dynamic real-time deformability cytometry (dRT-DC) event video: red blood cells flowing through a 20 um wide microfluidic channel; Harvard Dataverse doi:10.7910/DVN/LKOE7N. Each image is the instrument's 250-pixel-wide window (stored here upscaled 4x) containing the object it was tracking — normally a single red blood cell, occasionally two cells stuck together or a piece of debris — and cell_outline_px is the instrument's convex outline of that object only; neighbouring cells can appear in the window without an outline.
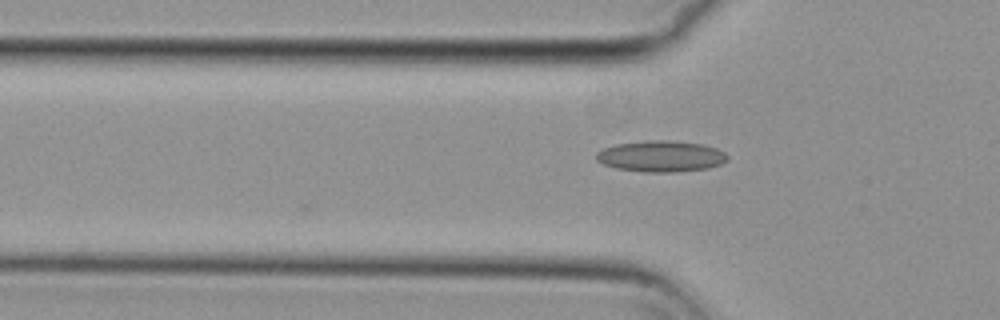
{"species": "common noctule bat (a hibernating species)", "species_latin": "Nyctalus noctula", "temperature_condition": "cold", "stored_images_in_passage": 28, "camera_frame_rate_fps": 3000, "um_per_image_px": 0.085, "animal": {"sex": "female", "body_mass_g": 29.2, "forearm_length_mm": 56.3}, "frame": {"image": 1, "passage_image": 3, "time_ms": 0.667, "image_size_px": [1000, 320], "cell_outline_px": [[728, 160], [720, 164], [708, 168], [672, 172], [644, 172], [616, 168], [604, 164], [596, 160], [596, 152], [600, 148], [616, 144], [648, 140], [668, 140], [704, 144], [716, 148], [724, 152], [728, 156]], "centroid_in_image_um": [56.16, 13.27], "position_along_channel_um": 69.6, "area_um2": 23.93}}
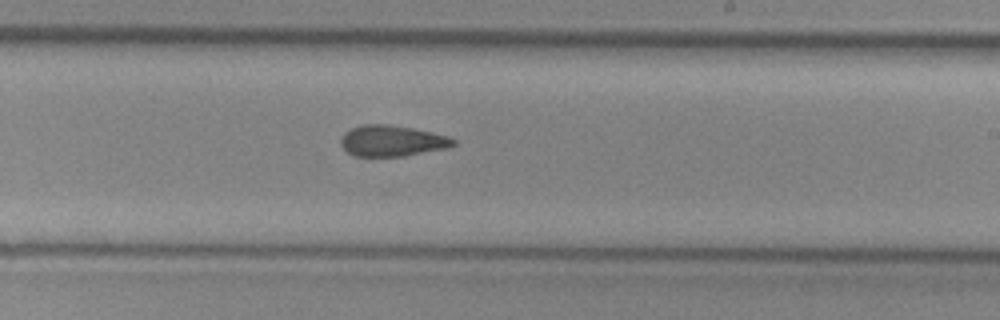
{"frame": {"image": 2, "passage_image": 18, "time_ms": 5.667, "image_size_px": [1000, 320], "cell_outline_px": [[456, 144], [448, 148], [404, 156], [352, 156], [340, 144], [340, 140], [344, 132], [352, 128], [364, 124], [388, 124], [412, 128], [432, 132], [448, 136], [456, 140]], "centroid_in_image_um": [33.33, 11.97], "position_along_channel_um": 255.7, "area_um2": 20.4}}
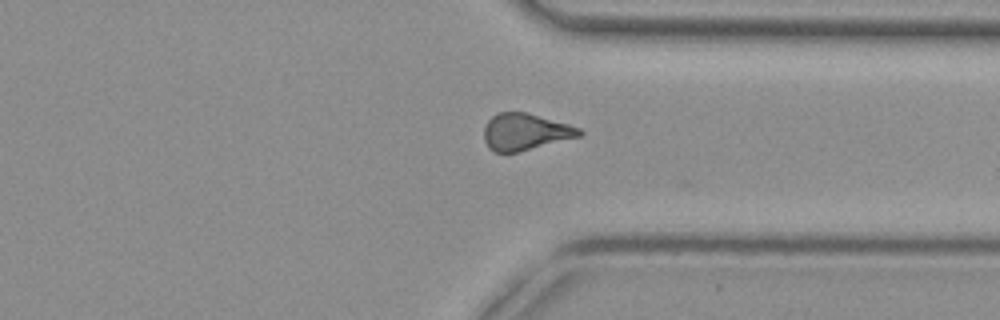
{"frame": {"image": 3, "passage_image": 27, "time_ms": 8.667, "image_size_px": [1000, 320], "cell_outline_px": [[584, 132], [580, 136], [516, 152], [496, 152], [488, 148], [484, 140], [484, 128], [488, 120], [496, 112], [528, 112], [568, 124], [580, 128]], "centroid_in_image_um": [44.62, 11.19], "position_along_channel_um": 366.8, "area_um2": 20.29}, "authors_computed_cell_mechanics": {"area_um2": 20.7213, "velocity_mm_per_s": 3.7183, "shape_relaxation_time_tau1_ms": null, "shape_relaxation_time_tau2_ms": 3.8258, "deformation_change_tau1": null, "deformation_change_tau2": 0.1066}}